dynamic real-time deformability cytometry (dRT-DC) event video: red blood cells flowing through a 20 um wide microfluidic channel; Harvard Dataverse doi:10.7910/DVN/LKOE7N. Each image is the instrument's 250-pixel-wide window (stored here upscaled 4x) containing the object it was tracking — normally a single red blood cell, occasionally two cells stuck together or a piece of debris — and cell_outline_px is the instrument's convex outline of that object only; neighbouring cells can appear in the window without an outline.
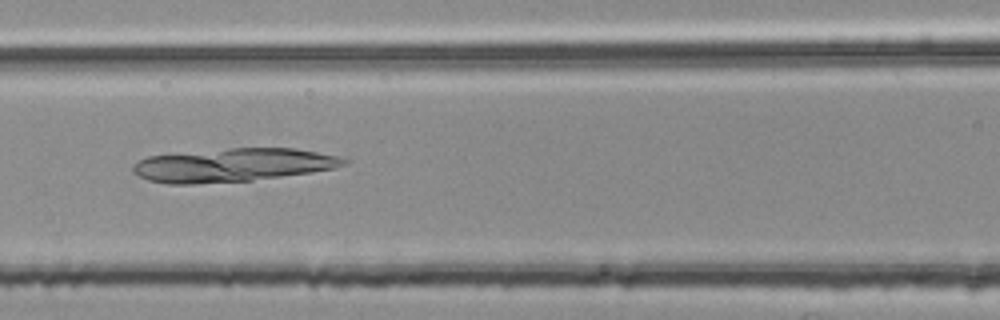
{"species": "common noctule bat (a hibernating species)", "species_latin": "Nyctalus noctula", "temperature_condition": "room temperature", "stored_images_in_passage": 39, "camera_frame_rate_fps": 3000, "um_per_image_px": 0.085, "animal": {"sex": "female", "body_mass_g": 25.1}, "frame": {"image": 1, "passage_image": 9, "time_ms": 2.667, "image_size_px": [1000, 320], "cell_outline_px": [[348, 160], [344, 164], [336, 168], [312, 172], [252, 180], [192, 184], [168, 184], [148, 180], [132, 172], [132, 164], [148, 156], [228, 148], [292, 148], [316, 152], [336, 156]], "centroid_in_image_um": [19.75, 14.03], "position_along_channel_um": 146.8, "area_um2": 40.75}}
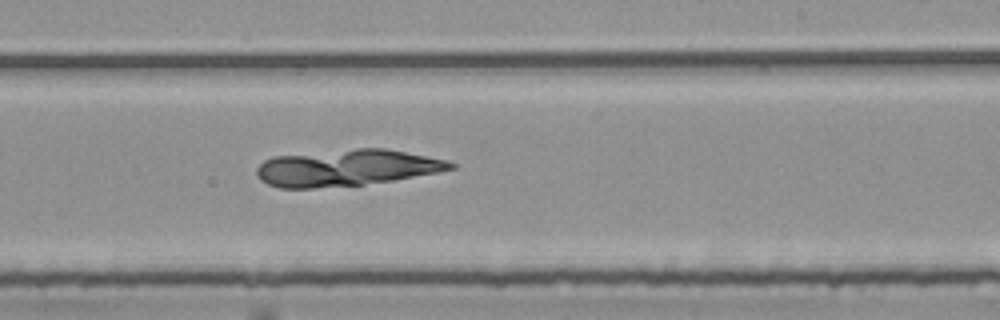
{"frame": {"image": 2, "passage_image": 18, "time_ms": 5.667, "image_size_px": [1000, 320], "cell_outline_px": [[456, 168], [436, 172], [392, 180], [364, 184], [312, 188], [280, 188], [268, 184], [260, 180], [256, 176], [256, 168], [264, 160], [272, 156], [356, 148], [384, 148], [448, 160], [456, 164]], "centroid_in_image_um": [29.41, 14.25], "position_along_channel_um": 259.6, "area_um2": 41.1}}
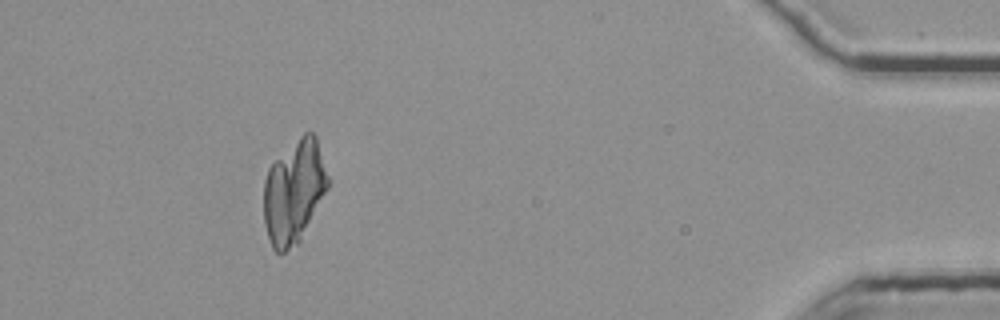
{"frame": {"image": 3, "passage_image": 35, "time_ms": 11.333, "image_size_px": [1000, 320], "cell_outline_px": [[328, 188], [300, 240], [296, 244], [284, 252], [276, 252], [272, 248], [264, 224], [264, 180], [268, 168], [304, 132], [312, 132], [316, 136], [328, 176]], "centroid_in_image_um": [24.98, 16.3], "position_along_channel_um": 410.2, "area_um2": 38.15}}